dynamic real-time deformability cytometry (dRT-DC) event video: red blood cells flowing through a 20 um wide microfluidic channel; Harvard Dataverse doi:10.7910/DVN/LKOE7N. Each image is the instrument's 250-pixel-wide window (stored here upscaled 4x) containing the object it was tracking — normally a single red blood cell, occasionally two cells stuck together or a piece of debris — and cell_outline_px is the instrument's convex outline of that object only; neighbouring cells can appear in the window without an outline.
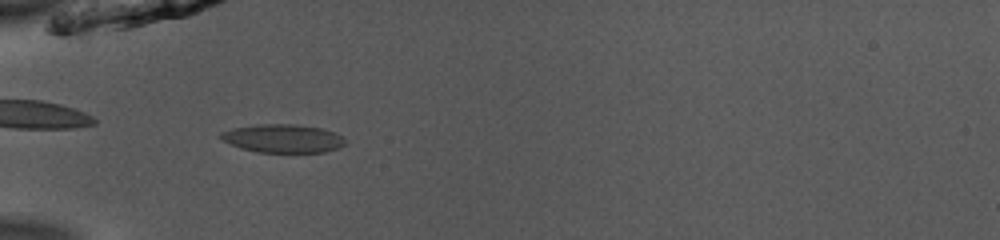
{"species": "common noctule bat (a hibernating species)", "species_latin": "Nyctalus noctula", "temperature_condition": "room temperature", "stored_images_in_passage": 35, "camera_frame_rate_fps": 3000, "um_per_image_px": 0.085, "animal": {"sex": "male", "body_mass_g": 13.0, "forearm_length_mm": 53.1}, "frame": {"image": 1, "passage_image": 1, "time_ms": 0.0, "image_size_px": [1000, 240], "cell_outline_px": [[344, 144], [336, 148], [324, 152], [260, 152], [240, 148], [224, 140], [220, 136], [220, 132], [232, 128], [260, 124], [292, 124], [320, 128], [336, 132], [344, 136]], "centroid_in_image_um": [24.06, 11.76], "position_along_channel_um": 60.9, "area_um2": 20.35}}
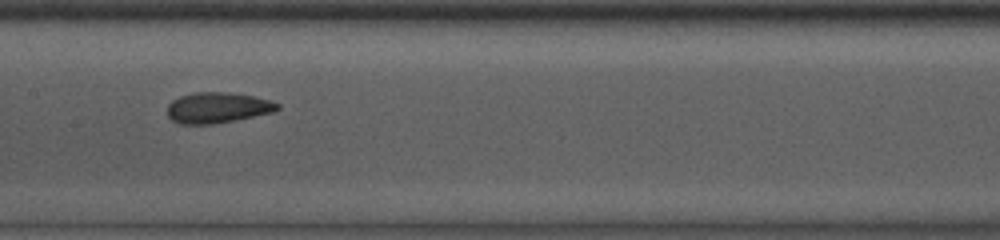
{"frame": {"image": 2, "passage_image": 11, "time_ms": 3.333, "image_size_px": [1000, 240], "cell_outline_px": [[280, 108], [272, 112], [212, 124], [180, 124], [172, 120], [168, 116], [168, 104], [172, 100], [180, 96], [196, 92], [224, 92], [252, 96], [272, 100], [280, 104]], "centroid_in_image_um": [18.47, 9.15], "position_along_channel_um": 188.9, "area_um2": 19.48}}
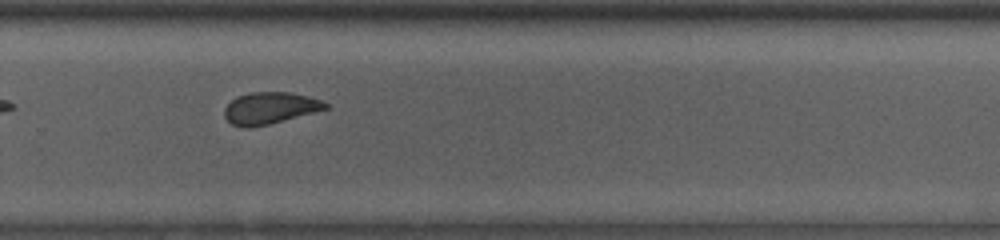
{"frame": {"image": 3, "passage_image": 20, "time_ms": 6.333, "image_size_px": [1000, 240], "cell_outline_px": [[328, 108], [268, 124], [248, 128], [244, 128], [232, 124], [224, 116], [224, 108], [236, 96], [252, 92], [288, 92], [308, 96], [320, 100], [328, 104]], "centroid_in_image_um": [22.9, 9.18], "position_along_channel_um": 306.9, "area_um2": 18.44}, "authors_computed_cell_mechanics": {"area_um2": 19.4786, "velocity_mm_per_s": 3.9558, "shape_relaxation_time_tau1_ms": 5.009, "shape_relaxation_time_tau2_ms": 2.0519, "deformation_change_tau1": 0.1607, "deformation_change_tau2": 0.0756}}